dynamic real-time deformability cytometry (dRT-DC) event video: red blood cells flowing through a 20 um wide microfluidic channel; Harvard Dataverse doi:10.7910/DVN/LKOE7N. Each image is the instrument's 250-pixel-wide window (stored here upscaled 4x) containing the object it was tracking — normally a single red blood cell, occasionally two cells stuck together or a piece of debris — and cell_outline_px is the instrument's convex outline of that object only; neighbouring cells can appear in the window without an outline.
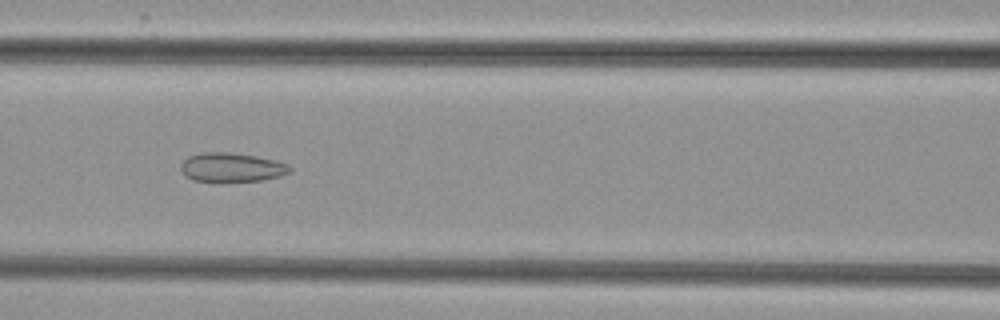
{"species": "common noctule bat (a hibernating species)", "species_latin": "Nyctalus noctula", "temperature_condition": "cold", "stored_images_in_passage": 9, "camera_frame_rate_fps": 3000, "um_per_image_px": 0.085, "animal": {"sex": "female", "body_mass_g": 29.2, "forearm_length_mm": 56.3}, "frame": {"image": 1, "passage_image": 7, "time_ms": 7.667, "image_size_px": [1000, 320], "cell_outline_px": [[292, 168], [288, 172], [280, 176], [260, 180], [220, 184], [212, 184], [192, 180], [184, 176], [180, 168], [180, 164], [188, 156], [204, 152], [228, 152], [256, 156], [276, 160], [288, 164]], "centroid_in_image_um": [19.62, 14.27], "position_along_channel_um": 147.0, "area_um2": 19.25}}
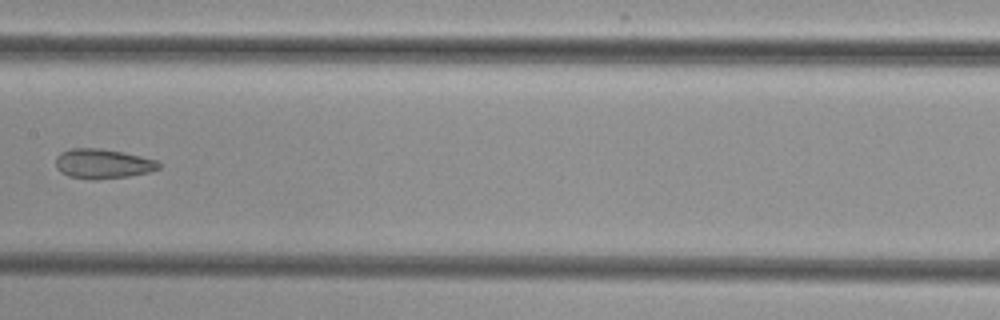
{"frame": {"image": 2, "passage_image": 8, "time_ms": 9.0, "image_size_px": [1000, 320], "cell_outline_px": [[160, 168], [148, 172], [128, 176], [96, 180], [92, 180], [68, 176], [60, 172], [56, 168], [56, 156], [60, 152], [72, 148], [100, 148], [124, 152], [156, 160], [160, 164]], "centroid_in_image_um": [8.7, 13.92], "position_along_channel_um": 198.7, "area_um2": 17.92}}
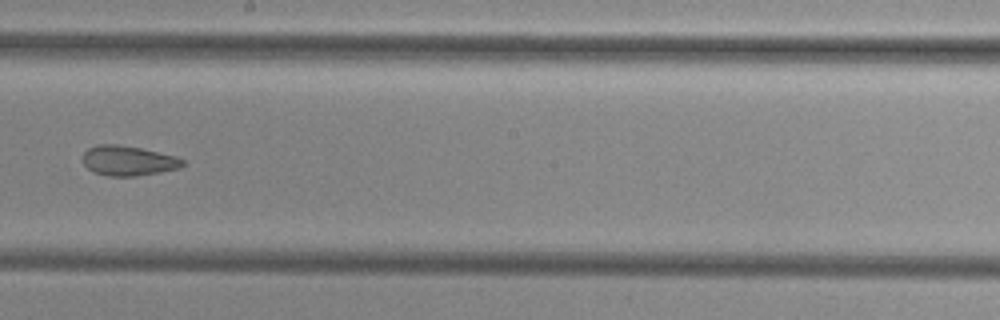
{"frame": {"image": 3, "passage_image": 9, "time_ms": 10.0, "image_size_px": [1000, 320], "cell_outline_px": [[184, 164], [180, 168], [160, 172], [136, 176], [108, 176], [92, 172], [84, 164], [84, 152], [88, 148], [96, 144], [116, 144], [140, 148], [176, 156], [184, 160]], "centroid_in_image_um": [10.89, 13.66], "position_along_channel_um": 237.3, "area_um2": 17.4}}